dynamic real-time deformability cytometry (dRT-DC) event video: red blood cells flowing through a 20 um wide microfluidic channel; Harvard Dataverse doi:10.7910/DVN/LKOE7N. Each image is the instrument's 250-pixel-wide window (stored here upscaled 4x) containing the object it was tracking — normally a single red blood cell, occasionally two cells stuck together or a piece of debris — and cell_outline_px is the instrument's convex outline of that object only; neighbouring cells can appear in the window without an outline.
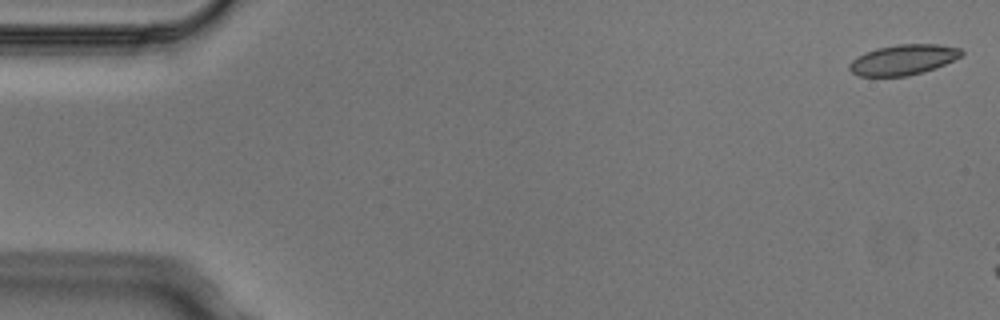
{"species": "Egyptian fruit bat (a non-hibernating species)", "species_latin": "Rousettus aegyptiacus", "temperature_condition": "cold", "stored_images_in_passage": 3, "camera_frame_rate_fps": 3000, "um_per_image_px": 0.085, "animal": {"sex": "male"}, "frame": {"image": 1, "passage_image": 1, "time_ms": 0.0, "image_size_px": [1000, 320], "cell_outline_px": [[964, 52], [960, 56], [936, 68], [908, 76], [860, 76], [852, 72], [848, 68], [848, 64], [852, 60], [864, 52], [876, 48], [896, 44], [936, 44], [960, 48]], "centroid_in_image_um": [76.74, 5.07], "position_along_channel_um": 8.3, "area_um2": 19.77}}